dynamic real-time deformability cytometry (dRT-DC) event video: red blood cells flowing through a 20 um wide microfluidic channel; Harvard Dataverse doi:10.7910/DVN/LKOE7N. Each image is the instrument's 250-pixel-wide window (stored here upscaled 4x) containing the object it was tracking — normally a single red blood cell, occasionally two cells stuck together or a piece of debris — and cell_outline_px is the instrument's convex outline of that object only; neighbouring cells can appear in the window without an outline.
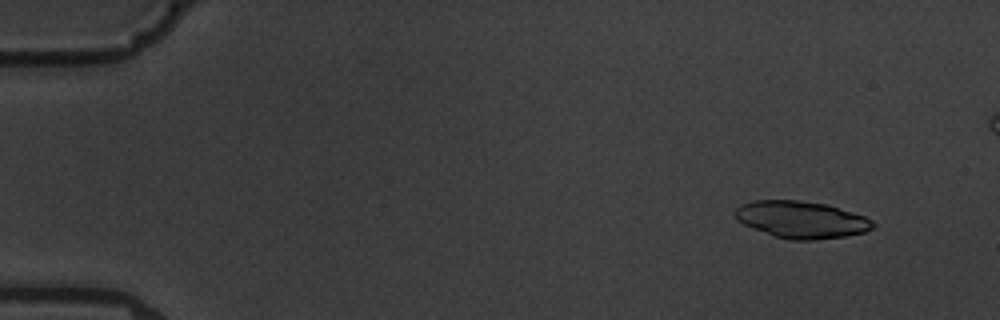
{"species": "common noctule bat (a hibernating species)", "species_latin": "Nyctalus noctula", "temperature_condition": "warm", "stored_images_in_passage": 6, "camera_frame_rate_fps": 3000, "um_per_image_px": 0.085, "animal": {"sex": "male", "body_mass_g": 19.5, "forearm_length_mm": 54.6}, "frame": {"image": 1, "passage_image": 2, "time_ms": 1.0, "image_size_px": [1000, 320], "cell_outline_px": [[876, 224], [872, 228], [864, 232], [844, 236], [816, 240], [792, 240], [772, 236], [752, 228], [736, 220], [736, 208], [752, 200], [796, 200], [828, 204], [864, 216], [872, 220]], "centroid_in_image_um": [68.12, 18.67], "position_along_channel_um": 16.9, "area_um2": 29.71}}